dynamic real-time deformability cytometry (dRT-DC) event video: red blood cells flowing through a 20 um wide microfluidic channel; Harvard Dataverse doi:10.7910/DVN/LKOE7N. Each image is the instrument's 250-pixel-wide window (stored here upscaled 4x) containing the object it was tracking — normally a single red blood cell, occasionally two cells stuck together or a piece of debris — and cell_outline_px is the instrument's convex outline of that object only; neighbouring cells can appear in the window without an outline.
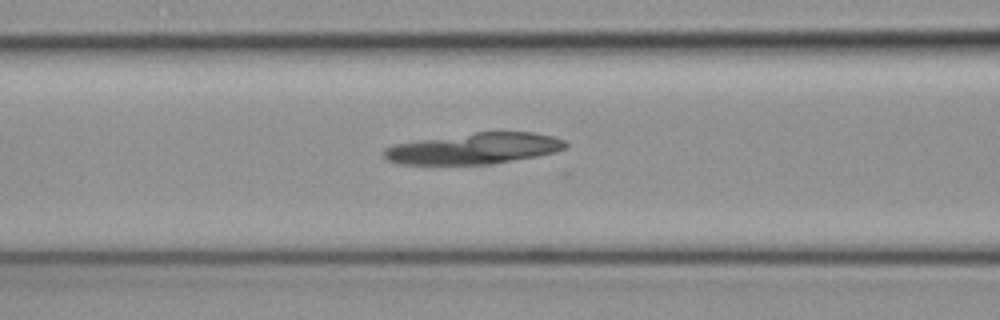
{"species": "common noctule bat (a hibernating species)", "species_latin": "Nyctalus noctula", "temperature_condition": "cold", "stored_images_in_passage": 35, "camera_frame_rate_fps": 3000, "um_per_image_px": 0.085, "animal": {"sex": "female", "body_mass_g": 19.3, "forearm_length_mm": 54.1}, "frame": {"image": 1, "passage_image": 12, "time_ms": 3.667, "image_size_px": [1000, 320], "cell_outline_px": [[568, 144], [564, 148], [556, 152], [536, 156], [492, 164], [400, 164], [388, 160], [384, 156], [384, 148], [396, 144], [420, 140], [476, 132], [532, 132], [552, 136], [564, 140]], "centroid_in_image_um": [40.33, 12.62], "position_along_channel_um": 126.3, "area_um2": 32.48}}
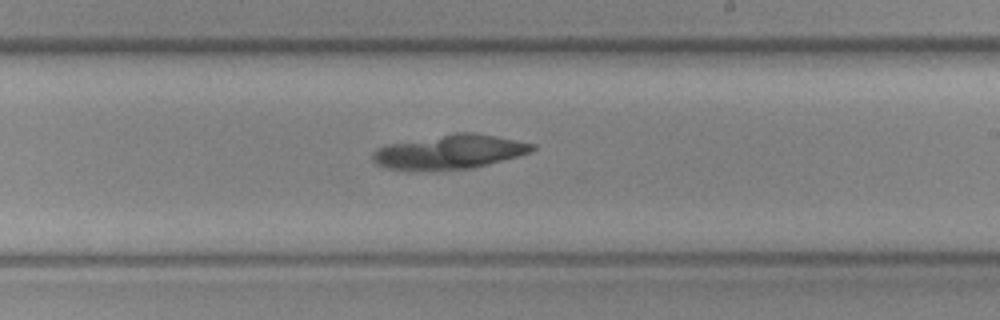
{"frame": {"image": 2, "passage_image": 21, "time_ms": 6.667, "image_size_px": [1000, 320], "cell_outline_px": [[536, 148], [532, 152], [488, 164], [472, 168], [428, 172], [408, 172], [384, 168], [376, 164], [372, 160], [372, 152], [388, 144], [456, 132], [476, 132], [536, 144]], "centroid_in_image_um": [38.17, 12.94], "position_along_channel_um": 250.8, "area_um2": 32.6}}
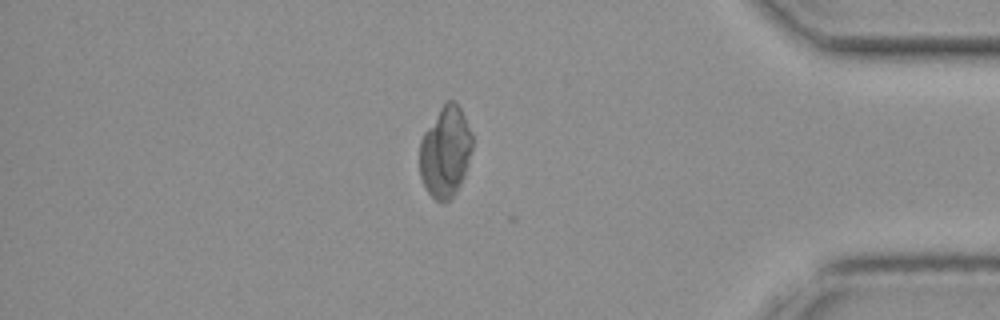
{"frame": {"image": 3, "passage_image": 34, "time_ms": 11.0, "image_size_px": [1000, 320], "cell_outline_px": [[472, 148], [464, 176], [456, 192], [444, 204], [440, 204], [428, 192], [420, 176], [420, 140], [424, 132], [440, 108], [448, 100], [456, 100], [472, 132]], "centroid_in_image_um": [37.86, 12.91], "position_along_channel_um": 397.3, "area_um2": 27.86}}